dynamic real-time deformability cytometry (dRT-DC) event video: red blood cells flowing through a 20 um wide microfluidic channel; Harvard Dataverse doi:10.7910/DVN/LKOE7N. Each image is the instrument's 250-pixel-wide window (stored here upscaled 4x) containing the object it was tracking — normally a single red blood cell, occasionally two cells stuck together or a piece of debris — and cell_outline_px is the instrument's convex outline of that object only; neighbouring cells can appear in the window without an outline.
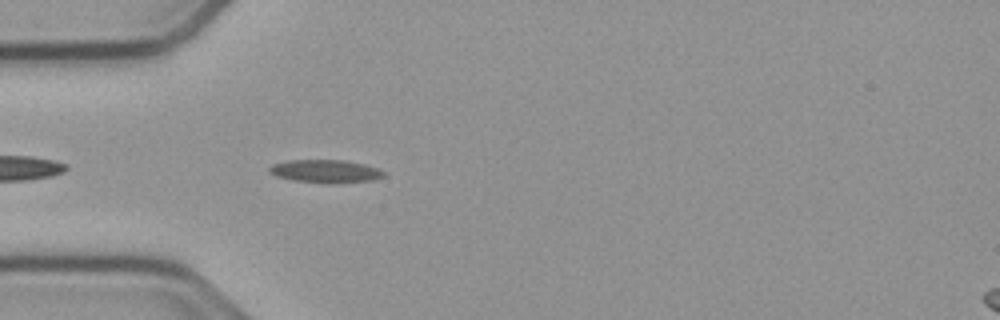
{"species": "common noctule bat (a hibernating species)", "species_latin": "Nyctalus noctula", "temperature_condition": "cold", "stored_images_in_passage": 39, "camera_frame_rate_fps": 3000, "um_per_image_px": 0.085, "animal": {"sex": "male", "body_mass_g": 23.1, "forearm_length_mm": 52.7}, "frame": {"image": 1, "passage_image": 1, "time_ms": 0.0, "image_size_px": [1000, 320], "cell_outline_px": [[384, 176], [372, 180], [292, 180], [276, 176], [268, 172], [268, 168], [272, 164], [288, 160], [344, 160], [364, 164], [376, 168], [384, 172]], "centroid_in_image_um": [27.57, 14.49], "position_along_channel_um": 57.4, "area_um2": 14.22}}
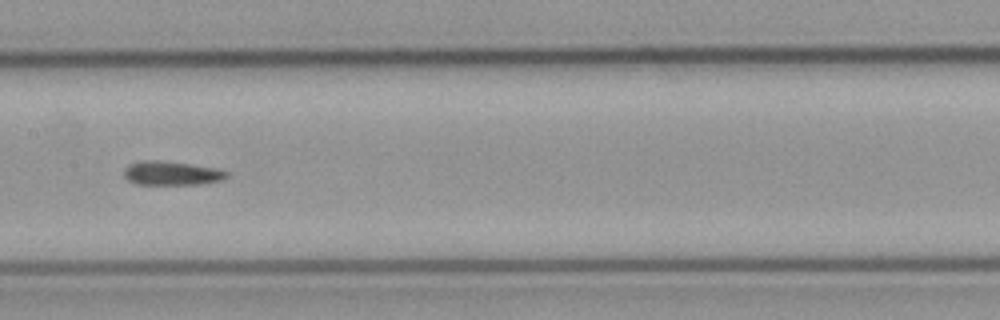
{"frame": {"image": 2, "passage_image": 12, "time_ms": 3.667, "image_size_px": [1000, 320], "cell_outline_px": [[228, 176], [220, 180], [200, 184], [136, 184], [128, 180], [124, 176], [124, 168], [128, 164], [144, 160], [156, 160], [188, 164], [216, 168], [228, 172]], "centroid_in_image_um": [14.54, 14.72], "position_along_channel_um": 192.9, "area_um2": 14.16}}
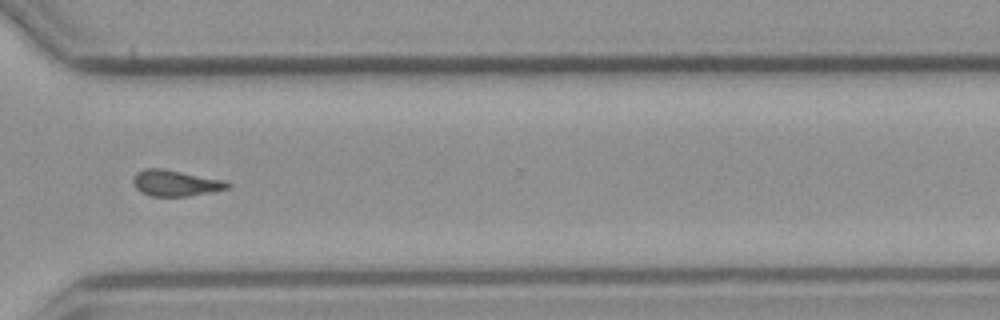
{"frame": {"image": 3, "passage_image": 25, "time_ms": 8.0, "image_size_px": [1000, 320], "cell_outline_px": [[232, 184], [228, 188], [188, 196], [152, 196], [140, 192], [132, 184], [132, 180], [136, 172], [144, 168], [160, 168], [228, 180]], "centroid_in_image_um": [14.91, 15.55], "position_along_channel_um": 355.7, "area_um2": 14.45}}